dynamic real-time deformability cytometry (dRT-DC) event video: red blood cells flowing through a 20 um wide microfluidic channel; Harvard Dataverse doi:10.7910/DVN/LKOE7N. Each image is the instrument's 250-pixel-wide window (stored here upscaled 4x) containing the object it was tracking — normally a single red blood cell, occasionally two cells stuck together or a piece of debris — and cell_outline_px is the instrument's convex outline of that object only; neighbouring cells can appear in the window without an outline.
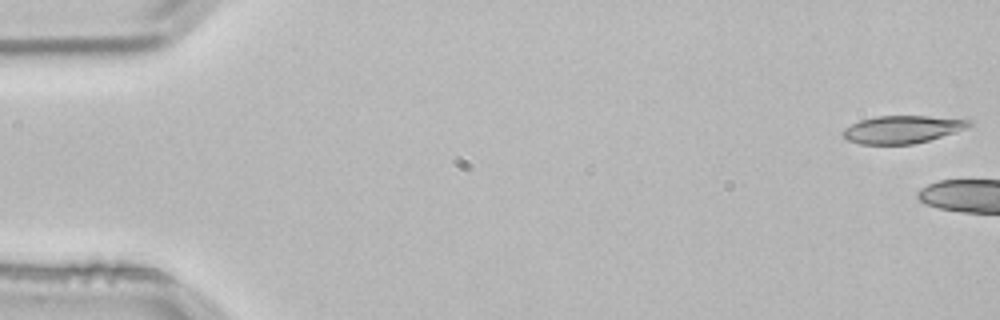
{"species": "common noctule bat (a hibernating species)", "species_latin": "Nyctalus noctula", "temperature_condition": "room temperature", "stored_images_in_passage": 5, "camera_frame_rate_fps": 3000, "um_per_image_px": 0.085, "animal": {"sex": "male", "body_mass_g": 21.5, "forearm_length_mm": 52.0}, "frame": {"image": 1, "passage_image": 1, "time_ms": 0.0, "image_size_px": [1000, 320], "cell_outline_px": [[972, 124], [956, 132], [928, 140], [912, 144], [860, 144], [848, 140], [840, 132], [844, 128], [860, 120], [876, 116], [928, 116], [972, 120]], "centroid_in_image_um": [76.66, 10.99], "position_along_channel_um": 8.3, "area_um2": 20.17}}
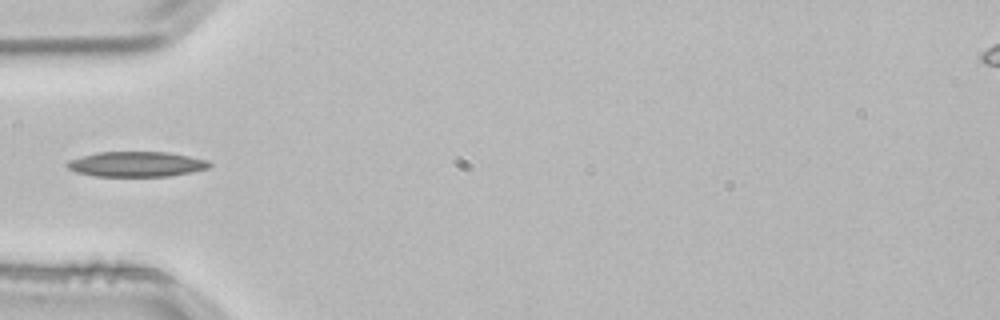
{"frame": {"image": 2, "passage_image": 5, "time_ms": 1.333, "image_size_px": [1000, 320], "cell_outline_px": [[212, 164], [208, 168], [192, 172], [168, 176], [96, 176], [76, 172], [68, 168], [64, 164], [72, 160], [84, 156], [100, 152], [168, 152], [208, 160]], "centroid_in_image_um": [11.63, 13.96], "position_along_channel_um": 73.4, "area_um2": 20.63}}